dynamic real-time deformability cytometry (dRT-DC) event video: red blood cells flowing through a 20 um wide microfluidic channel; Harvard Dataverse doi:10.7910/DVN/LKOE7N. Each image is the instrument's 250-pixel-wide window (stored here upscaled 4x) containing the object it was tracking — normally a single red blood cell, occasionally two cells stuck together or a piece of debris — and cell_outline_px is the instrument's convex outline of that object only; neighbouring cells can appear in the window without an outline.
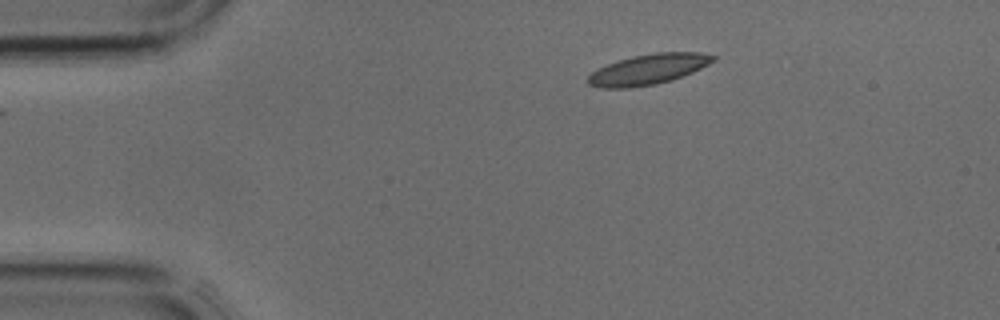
{"species": "common noctule bat (a hibernating species)", "species_latin": "Nyctalus noctula", "temperature_condition": "cold", "stored_images_in_passage": 2, "camera_frame_rate_fps": 3000, "um_per_image_px": 0.085, "animal": {"sex": "male", "body_mass_g": 17.9, "forearm_length_mm": 54.2}, "frame": {"image": 1, "passage_image": 1, "time_ms": 0.0, "image_size_px": [1000, 320], "cell_outline_px": [[716, 60], [692, 72], [672, 80], [656, 84], [628, 88], [600, 88], [588, 84], [588, 76], [596, 68], [632, 56], [656, 52], [700, 52], [716, 56]], "centroid_in_image_um": [55.1, 5.89], "position_along_channel_um": 29.9, "area_um2": 22.14}}